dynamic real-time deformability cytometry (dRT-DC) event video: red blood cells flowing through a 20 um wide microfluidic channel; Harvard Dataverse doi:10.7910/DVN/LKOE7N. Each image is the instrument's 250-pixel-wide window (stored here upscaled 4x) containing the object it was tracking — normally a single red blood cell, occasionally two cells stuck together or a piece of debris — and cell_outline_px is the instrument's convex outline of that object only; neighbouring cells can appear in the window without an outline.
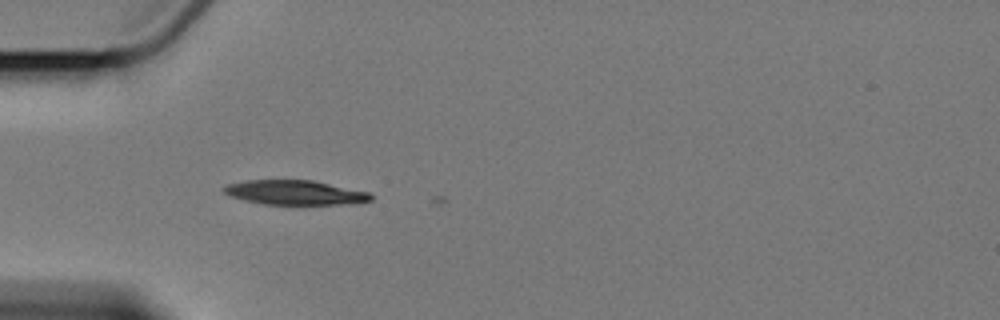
{"species": "Egyptian fruit bat (a non-hibernating species)", "species_latin": "Rousettus aegyptiacus", "temperature_condition": "cold", "stored_images_in_passage": 3, "camera_frame_rate_fps": 3000, "um_per_image_px": 0.085, "animal": {"sex": "female"}, "frame": {"image": 1, "passage_image": 1, "time_ms": 0.0, "image_size_px": [1000, 320], "cell_outline_px": [[372, 200], [348, 204], [264, 204], [232, 196], [224, 192], [220, 188], [224, 184], [244, 180], [312, 180], [368, 192], [372, 196]], "centroid_in_image_um": [25.03, 16.35], "position_along_channel_um": 60.0, "area_um2": 20.81}}
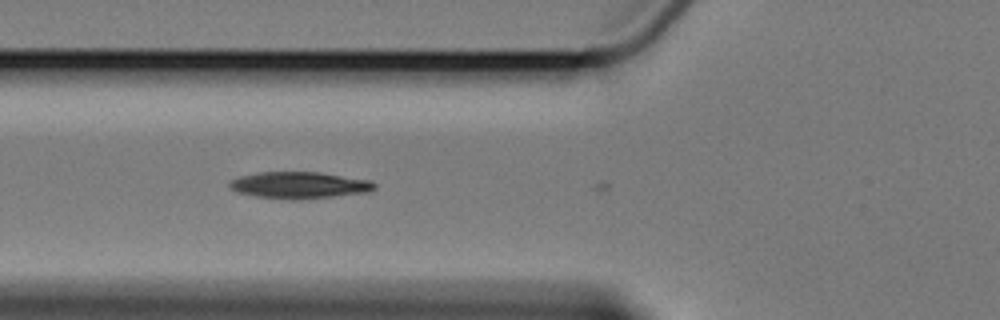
{"frame": {"image": 2, "passage_image": 2, "time_ms": 1.333, "image_size_px": [1000, 320], "cell_outline_px": [[376, 188], [368, 192], [300, 200], [292, 200], [256, 196], [236, 192], [228, 188], [228, 180], [240, 176], [256, 172], [320, 172], [368, 180], [376, 184]], "centroid_in_image_um": [25.37, 15.74], "position_along_channel_um": 100.4, "area_um2": 22.72}}